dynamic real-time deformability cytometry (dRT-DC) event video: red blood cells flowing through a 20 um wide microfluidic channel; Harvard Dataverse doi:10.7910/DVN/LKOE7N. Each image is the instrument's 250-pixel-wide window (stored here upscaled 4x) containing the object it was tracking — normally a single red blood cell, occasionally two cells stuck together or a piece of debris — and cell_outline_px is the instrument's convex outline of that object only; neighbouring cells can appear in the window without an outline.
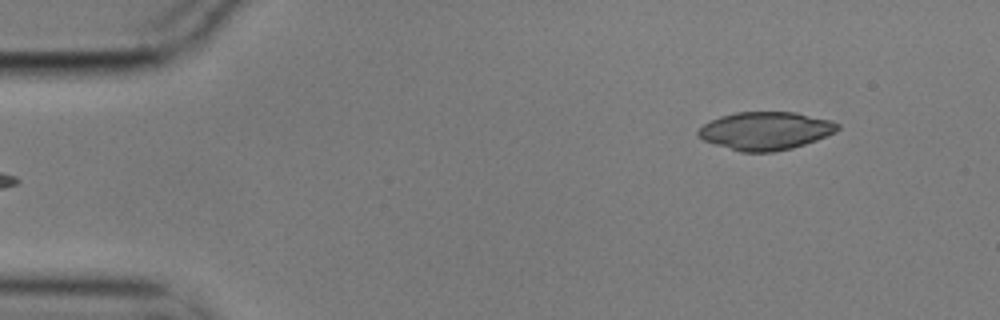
{"species": "common noctule bat (a hibernating species)", "species_latin": "Nyctalus noctula", "temperature_condition": "cold", "stored_images_in_passage": 5, "camera_frame_rate_fps": 3000, "um_per_image_px": 0.085, "animal": {"sex": "male", "body_mass_g": 17.9}, "frame": {"image": 1, "passage_image": 5, "time_ms": 1.333, "image_size_px": [1000, 320], "cell_outline_px": [[840, 128], [836, 132], [816, 140], [792, 148], [772, 152], [740, 152], [704, 140], [696, 136], [696, 132], [704, 124], [720, 116], [736, 112], [796, 112], [832, 120], [840, 124]], "centroid_in_image_um": [65.09, 11.11], "position_along_channel_um": 19.9, "area_um2": 30.92}}